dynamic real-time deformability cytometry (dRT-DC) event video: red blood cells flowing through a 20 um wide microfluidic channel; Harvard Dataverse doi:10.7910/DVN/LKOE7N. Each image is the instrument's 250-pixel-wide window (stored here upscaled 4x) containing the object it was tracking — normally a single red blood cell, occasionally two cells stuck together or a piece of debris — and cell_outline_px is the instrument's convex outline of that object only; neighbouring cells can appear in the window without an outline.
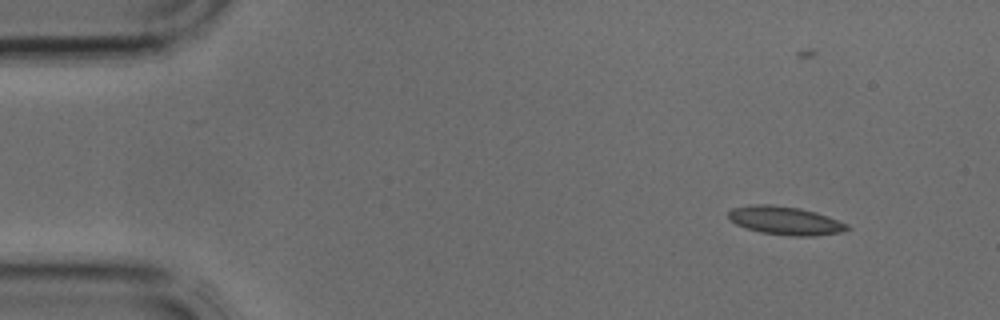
{"species": "common noctule bat (a hibernating species)", "species_latin": "Nyctalus noctula", "temperature_condition": "cold", "stored_images_in_passage": 3, "camera_frame_rate_fps": 3000, "um_per_image_px": 0.085, "animal": {"sex": "male", "body_mass_g": 17.9, "forearm_length_mm": 54.2}, "frame": {"image": 1, "passage_image": 1, "time_ms": 0.0, "image_size_px": [1000, 320], "cell_outline_px": [[852, 228], [844, 232], [816, 236], [788, 236], [760, 232], [736, 224], [728, 220], [728, 212], [732, 208], [748, 204], [768, 204], [800, 208], [816, 212], [828, 216], [848, 224]], "centroid_in_image_um": [66.76, 18.75], "position_along_channel_um": 18.2, "area_um2": 19.94}}
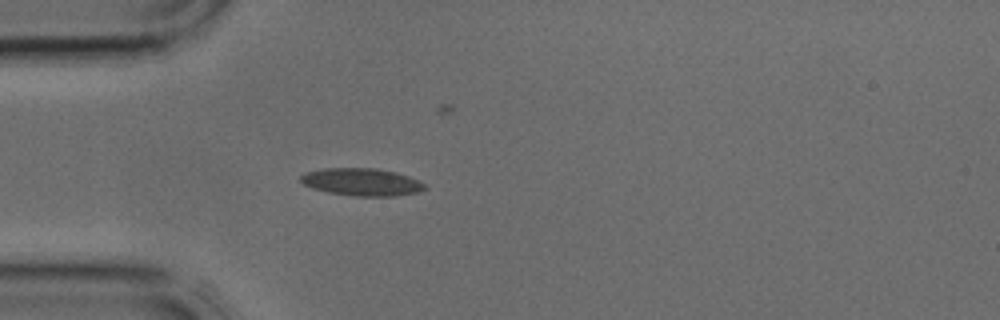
{"frame": {"image": 2, "passage_image": 3, "time_ms": 0.667, "image_size_px": [1000, 320], "cell_outline_px": [[428, 188], [420, 192], [396, 196], [356, 196], [328, 192], [312, 188], [304, 184], [300, 180], [300, 176], [304, 172], [324, 168], [376, 168], [396, 172], [420, 180]], "centroid_in_image_um": [30.78, 15.47], "position_along_channel_um": 54.2, "area_um2": 20.06}}